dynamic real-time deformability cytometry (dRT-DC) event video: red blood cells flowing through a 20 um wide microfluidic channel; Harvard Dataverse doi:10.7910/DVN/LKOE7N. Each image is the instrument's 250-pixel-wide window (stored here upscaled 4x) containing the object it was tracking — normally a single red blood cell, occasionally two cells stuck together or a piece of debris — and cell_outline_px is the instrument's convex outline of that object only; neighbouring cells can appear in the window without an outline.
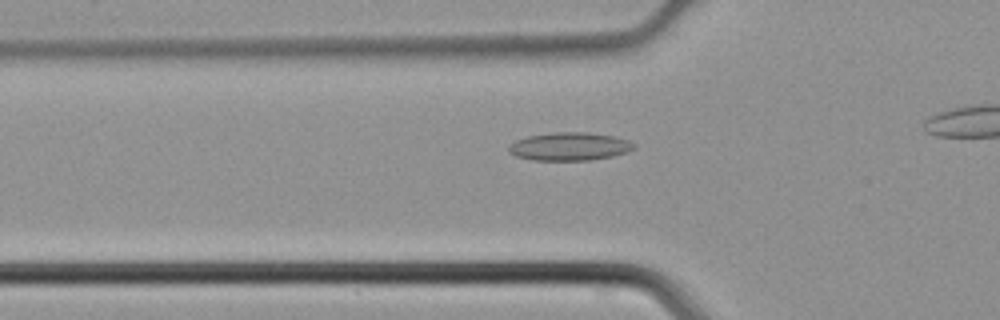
{"species": "common noctule bat (a hibernating species)", "species_latin": "Nyctalus noctula", "temperature_condition": "cold", "stored_images_in_passage": 18, "camera_frame_rate_fps": 3000, "um_per_image_px": 0.085, "animal": {"sex": "male", "body_mass_g": 21.5, "forearm_length_mm": 52.0}, "frame": {"image": 1, "passage_image": 5, "time_ms": 1.333, "image_size_px": [1000, 320], "cell_outline_px": [[636, 148], [628, 152], [612, 156], [588, 160], [532, 160], [516, 156], [508, 152], [508, 144], [516, 140], [528, 136], [552, 132], [588, 132], [612, 136], [628, 140], [636, 144]], "centroid_in_image_um": [48.4, 12.45], "position_along_channel_um": 77.4, "area_um2": 20.63}}
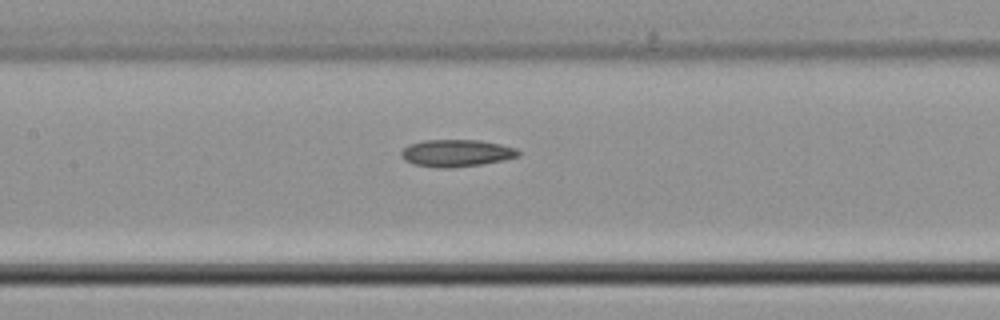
{"frame": {"image": 2, "passage_image": 11, "time_ms": 3.333, "image_size_px": [1000, 320], "cell_outline_px": [[520, 156], [504, 160], [480, 164], [452, 168], [436, 168], [412, 164], [404, 160], [400, 156], [400, 152], [408, 144], [424, 140], [480, 140], [500, 144], [516, 148], [520, 152]], "centroid_in_image_um": [38.76, 13.02], "position_along_channel_um": 168.6, "area_um2": 18.73}}
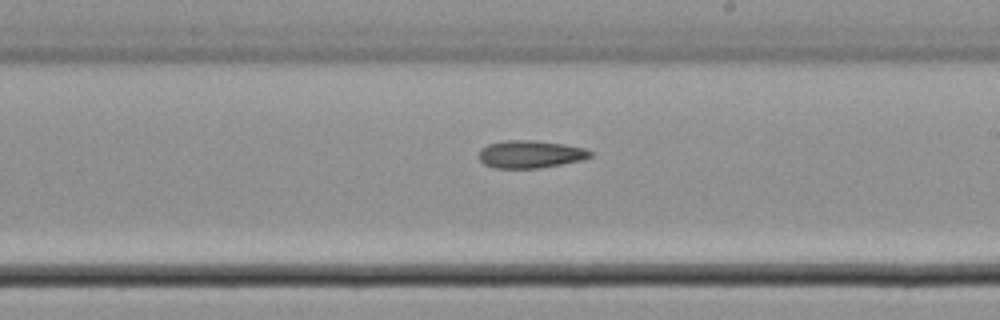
{"frame": {"image": 3, "passage_image": 16, "time_ms": 5.0, "image_size_px": [1000, 320], "cell_outline_px": [[592, 156], [580, 160], [540, 168], [496, 168], [484, 164], [480, 160], [480, 148], [488, 144], [504, 140], [532, 140], [564, 144], [584, 148], [592, 152]], "centroid_in_image_um": [45.06, 13.1], "position_along_channel_um": 243.9, "area_um2": 17.8}}